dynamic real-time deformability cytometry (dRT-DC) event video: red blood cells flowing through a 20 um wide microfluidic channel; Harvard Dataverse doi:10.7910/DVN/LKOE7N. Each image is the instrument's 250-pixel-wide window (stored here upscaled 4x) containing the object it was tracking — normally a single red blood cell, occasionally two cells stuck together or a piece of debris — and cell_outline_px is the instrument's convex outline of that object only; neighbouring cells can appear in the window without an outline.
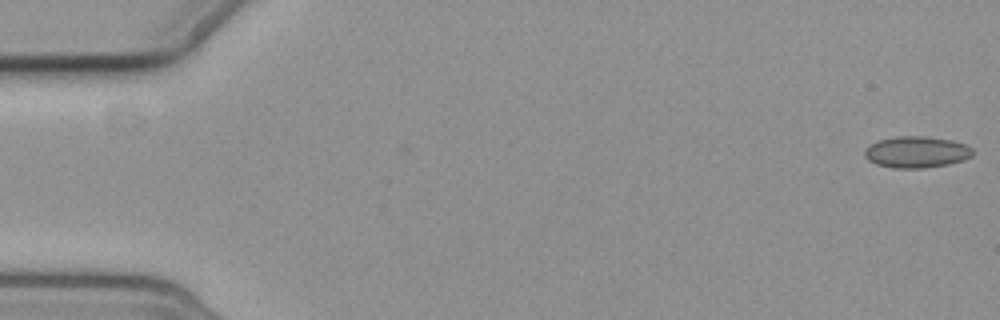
{"species": "common noctule bat (a hibernating species)", "species_latin": "Nyctalus noctula", "temperature_condition": "cold", "stored_images_in_passage": 4, "camera_frame_rate_fps": 3000, "um_per_image_px": 0.085, "animal": {"sex": "female", "body_mass_g": 19.3, "forearm_length_mm": 54.1}, "frame": {"image": 1, "passage_image": 1, "time_ms": 0.0, "image_size_px": [1000, 320], "cell_outline_px": [[972, 156], [948, 164], [924, 168], [892, 168], [876, 164], [868, 160], [864, 156], [864, 148], [880, 140], [896, 136], [924, 136], [952, 140], [964, 144], [972, 148]], "centroid_in_image_um": [77.87, 12.92], "position_along_channel_um": 7.1, "area_um2": 19.71}}